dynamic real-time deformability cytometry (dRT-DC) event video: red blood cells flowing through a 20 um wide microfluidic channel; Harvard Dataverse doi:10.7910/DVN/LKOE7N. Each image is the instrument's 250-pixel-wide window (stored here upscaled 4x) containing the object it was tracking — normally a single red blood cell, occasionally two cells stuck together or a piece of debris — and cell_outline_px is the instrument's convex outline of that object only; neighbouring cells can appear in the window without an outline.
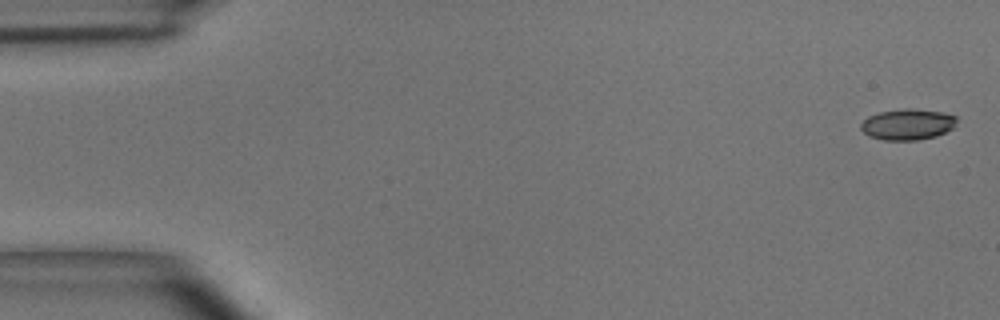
{"species": "common noctule bat (a hibernating species)", "species_latin": "Nyctalus noctula", "temperature_condition": "room temperature", "stored_images_in_passage": 4, "camera_frame_rate_fps": 3000, "um_per_image_px": 0.085, "animal": {"sex": "male", "body_mass_g": 15.6}, "frame": {"image": 1, "passage_image": 1, "time_ms": 0.0, "image_size_px": [1000, 320], "cell_outline_px": [[956, 120], [952, 128], [936, 136], [916, 140], [884, 140], [868, 136], [860, 128], [860, 124], [868, 116], [880, 112], [900, 108], [912, 108], [940, 112], [956, 116]], "centroid_in_image_um": [77.1, 10.57], "position_along_channel_um": 7.9, "area_um2": 17.22}}
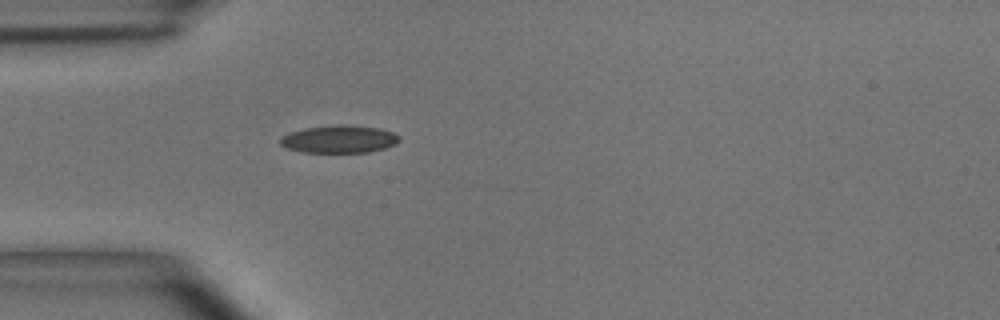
{"frame": {"image": 2, "passage_image": 4, "time_ms": 1.0, "image_size_px": [1000, 320], "cell_outline_px": [[400, 140], [396, 144], [384, 148], [368, 152], [304, 152], [288, 148], [280, 144], [280, 136], [288, 132], [304, 128], [332, 124], [340, 124], [380, 128], [392, 132], [400, 136]], "centroid_in_image_um": [28.81, 11.81], "position_along_channel_um": 56.2, "area_um2": 19.31}}